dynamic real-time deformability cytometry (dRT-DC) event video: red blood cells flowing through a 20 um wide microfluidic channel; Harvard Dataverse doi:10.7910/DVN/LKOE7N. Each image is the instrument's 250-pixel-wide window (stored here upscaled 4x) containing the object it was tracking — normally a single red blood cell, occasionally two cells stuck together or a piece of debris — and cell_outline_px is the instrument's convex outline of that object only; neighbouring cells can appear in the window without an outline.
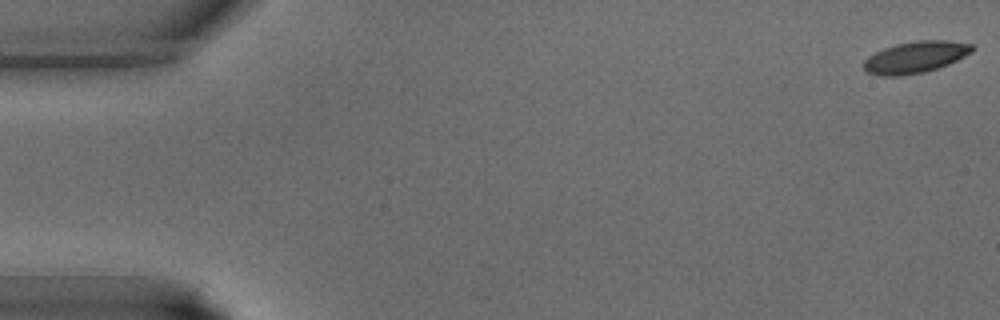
{"species": "common noctule bat (a hibernating species)", "species_latin": "Nyctalus noctula", "temperature_condition": "warm", "stored_images_in_passage": 38, "camera_frame_rate_fps": 3000, "um_per_image_px": 0.085, "animal": {"sex": "male", "body_mass_g": 15.6}, "frame": {"image": 1, "passage_image": 1, "time_ms": 0.0, "image_size_px": [1000, 320], "cell_outline_px": [[976, 48], [972, 52], [948, 64], [924, 72], [900, 76], [880, 76], [868, 72], [864, 68], [864, 60], [868, 56], [884, 48], [896, 44], [916, 40], [948, 40], [972, 44]], "centroid_in_image_um": [77.82, 4.85], "position_along_channel_um": 7.2, "area_um2": 19.94}}
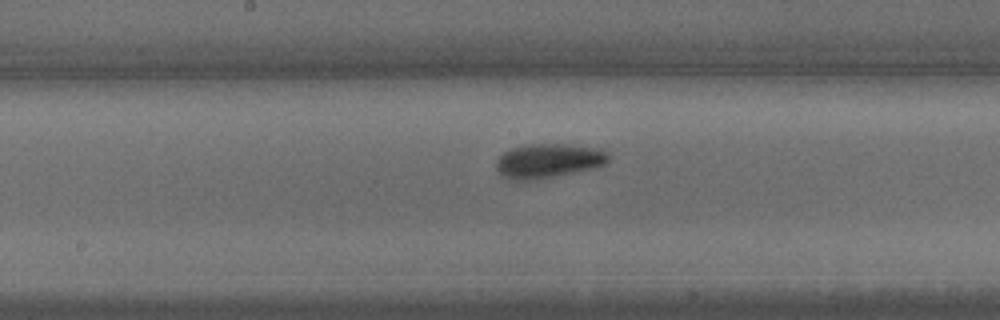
{"frame": {"image": 2, "passage_image": 20, "time_ms": 6.333, "image_size_px": [1000, 320], "cell_outline_px": [[608, 160], [604, 164], [596, 168], [552, 176], [528, 180], [508, 180], [500, 176], [496, 168], [496, 160], [504, 152], [512, 148], [528, 144], [564, 144], [600, 148], [608, 152]], "centroid_in_image_um": [46.58, 13.66], "position_along_channel_um": 201.6, "area_um2": 22.43}}
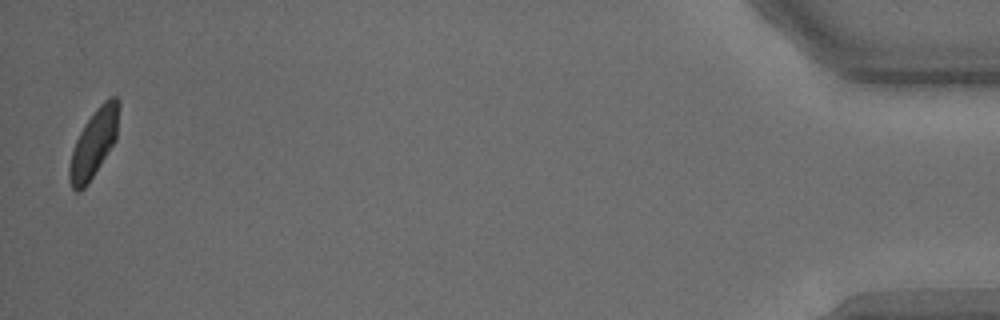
{"frame": {"image": 3, "passage_image": 38, "time_ms": 12.333, "image_size_px": [1000, 320], "cell_outline_px": [[120, 104], [116, 140], [88, 184], [80, 192], [76, 192], [72, 188], [68, 176], [68, 168], [72, 152], [76, 140], [84, 124], [96, 108], [108, 96], [116, 96], [120, 100]], "centroid_in_image_um": [7.99, 12.16], "position_along_channel_um": 427.2, "area_um2": 19.71}}